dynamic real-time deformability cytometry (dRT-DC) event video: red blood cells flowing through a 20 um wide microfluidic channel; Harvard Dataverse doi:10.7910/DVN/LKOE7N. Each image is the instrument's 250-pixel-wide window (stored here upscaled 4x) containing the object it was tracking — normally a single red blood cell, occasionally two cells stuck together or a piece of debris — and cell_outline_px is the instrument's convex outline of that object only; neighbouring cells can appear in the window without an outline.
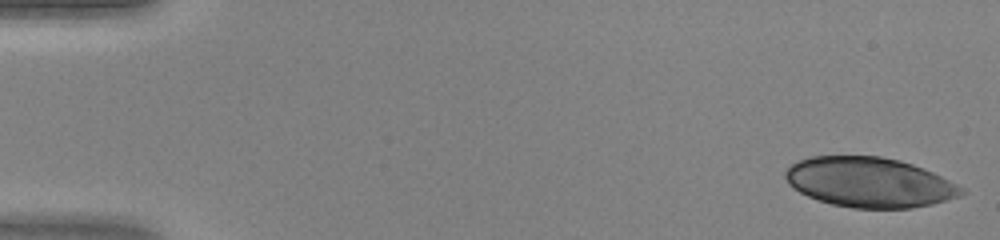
{"species": "human", "species_latin": "Homo sapiens", "temperature_condition": "warm", "stored_images_in_passage": 31, "camera_frame_rate_fps": 3000, "um_per_image_px": 0.085, "donor": {"sex": "female"}, "frame": {"image": 1, "passage_image": 1, "time_ms": 0.0, "image_size_px": [1000, 240], "cell_outline_px": [[968, 192], [960, 196], [932, 204], [912, 208], [852, 208], [832, 204], [808, 196], [800, 192], [788, 184], [784, 176], [784, 172], [792, 164], [800, 160], [812, 156], [880, 156], [900, 160], [912, 164], [932, 172], [964, 188]], "centroid_in_image_um": [73.9, 15.5], "position_along_channel_um": 11.1, "area_um2": 51.1}}
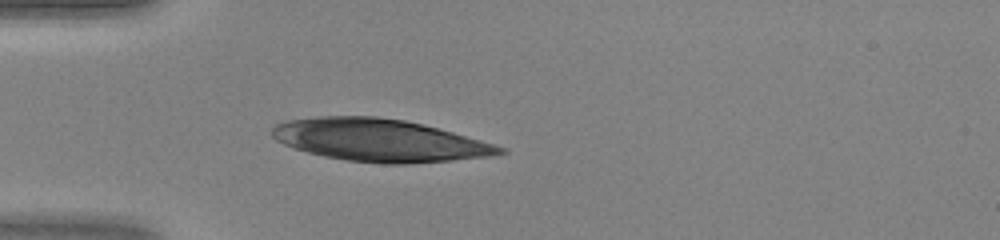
{"frame": {"image": 2, "passage_image": 13, "time_ms": 4.0, "image_size_px": [1000, 240], "cell_outline_px": [[508, 152], [492, 156], [452, 160], [404, 164], [384, 164], [348, 160], [324, 156], [308, 152], [284, 144], [276, 140], [272, 136], [272, 128], [276, 124], [288, 120], [320, 116], [376, 116], [404, 120], [424, 124], [508, 148]], "centroid_in_image_um": [32.28, 11.92], "position_along_channel_um": 52.7, "area_um2": 56.07}}